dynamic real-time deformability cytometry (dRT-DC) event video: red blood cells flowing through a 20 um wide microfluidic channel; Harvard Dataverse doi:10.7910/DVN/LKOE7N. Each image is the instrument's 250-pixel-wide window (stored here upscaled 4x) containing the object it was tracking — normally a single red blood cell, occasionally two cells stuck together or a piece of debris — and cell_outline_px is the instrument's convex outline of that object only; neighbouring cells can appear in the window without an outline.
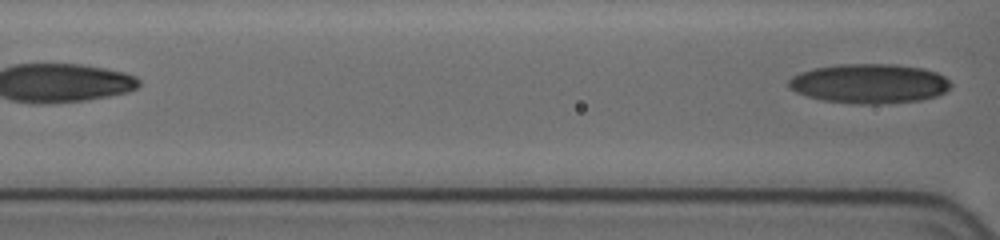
{"species": "human", "species_latin": "Homo sapiens", "temperature_condition": "cold", "stored_images_in_passage": 14, "segment_of_instrument_passage": [2, 2], "camera_frame_rate_fps": 3000, "um_per_image_px": 0.085, "donor": {"sex": "female"}, "frame": {"image": 1, "passage_image": 14, "time_ms": 7.0, "image_size_px": [1000, 240], "cell_outline_px": [[952, 88], [936, 96], [920, 100], [876, 104], [864, 104], [824, 100], [808, 96], [796, 92], [788, 88], [788, 80], [792, 76], [800, 72], [812, 68], [840, 64], [892, 64], [924, 68], [936, 72], [944, 76], [952, 84]], "centroid_in_image_um": [73.9, 7.09], "position_along_channel_um": 92.7, "area_um2": 37.34}}